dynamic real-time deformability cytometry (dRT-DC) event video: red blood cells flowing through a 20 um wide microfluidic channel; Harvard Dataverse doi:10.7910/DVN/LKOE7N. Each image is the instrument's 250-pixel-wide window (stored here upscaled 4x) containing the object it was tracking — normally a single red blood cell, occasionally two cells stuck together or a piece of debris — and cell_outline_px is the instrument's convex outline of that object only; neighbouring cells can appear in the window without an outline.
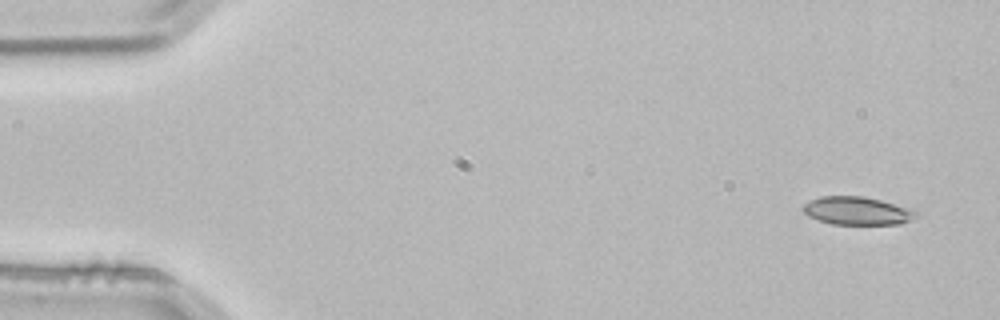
{"species": "common noctule bat (a hibernating species)", "species_latin": "Nyctalus noctula", "temperature_condition": "room temperature", "stored_images_in_passage": 3, "camera_frame_rate_fps": 3000, "um_per_image_px": 0.085, "animal": {"sex": "male", "body_mass_g": 21.5, "forearm_length_mm": 52.0}, "frame": {"image": 1, "passage_image": 1, "time_ms": 0.0, "image_size_px": [1000, 320], "cell_outline_px": [[920, 216], [900, 224], [832, 224], [808, 216], [804, 212], [804, 204], [820, 196], [864, 196], [880, 200], [920, 212]], "centroid_in_image_um": [72.89, 17.92], "position_along_channel_um": 12.1, "area_um2": 18.32}}